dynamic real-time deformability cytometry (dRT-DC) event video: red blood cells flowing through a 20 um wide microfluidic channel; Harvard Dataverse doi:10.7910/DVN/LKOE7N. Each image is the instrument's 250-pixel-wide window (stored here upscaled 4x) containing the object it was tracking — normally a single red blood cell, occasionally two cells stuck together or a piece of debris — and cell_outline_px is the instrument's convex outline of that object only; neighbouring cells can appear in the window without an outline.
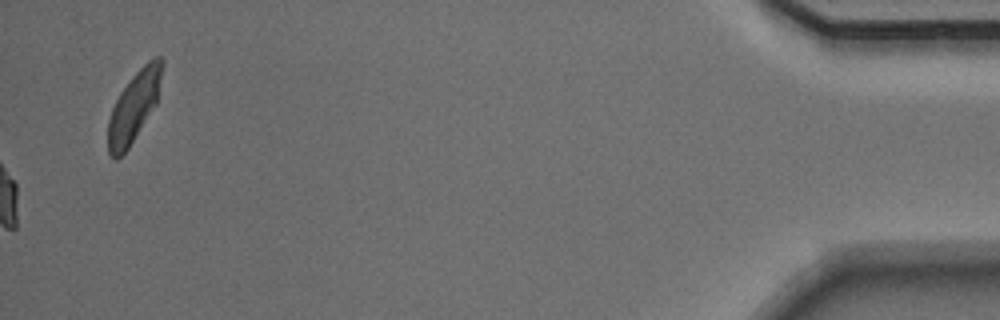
{"species": "Egyptian fruit bat (a non-hibernating species)", "species_latin": "Rousettus aegyptiacus", "temperature_condition": "warm", "stored_images_in_passage": 36, "camera_frame_rate_fps": 3000, "um_per_image_px": 0.085, "animal": {"sex": "male"}, "frame": {"image": 1, "passage_image": 36, "time_ms": 11.667, "image_size_px": [1000, 320], "cell_outline_px": [[164, 64], [156, 104], [128, 148], [116, 160], [108, 152], [108, 120], [112, 108], [120, 92], [132, 76], [148, 60], [156, 56], [160, 56], [164, 60]], "centroid_in_image_um": [11.4, 9.02], "position_along_channel_um": 423.8, "area_um2": 21.85}, "authors_computed_cell_mechanics": {"area_um2": 21.1837, "velocity_mm_per_s": 4.1528, "shape_relaxation_time_tau1_ms": 2.8441, "shape_relaxation_time_tau2_ms": 3.9172, "deformation_change_tau1": 0.1426, "deformation_change_tau2": 0.0979}}